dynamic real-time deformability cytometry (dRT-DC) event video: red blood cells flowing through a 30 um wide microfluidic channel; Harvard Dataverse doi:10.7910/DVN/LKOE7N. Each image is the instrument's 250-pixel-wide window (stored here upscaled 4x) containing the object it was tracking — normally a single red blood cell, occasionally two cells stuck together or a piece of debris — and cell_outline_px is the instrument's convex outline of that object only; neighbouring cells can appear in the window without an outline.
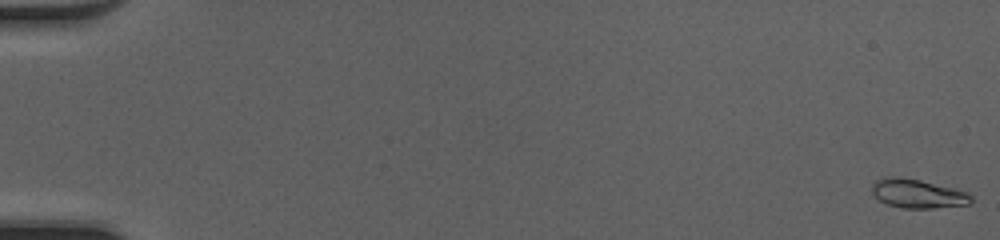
{"species": "common noctule bat (a hibernating species)", "species_latin": "Nyctalus noctula", "temperature_condition": "cold", "stored_images_in_passage": 51, "camera_frame_rate_fps": 3000, "um_per_image_px": 0.085, "animal": {"sex": "female", "body_mass_g": 20.0, "forearm_length_mm": 54.0}, "frame": {"image": 1, "passage_image": 1, "time_ms": 0.0, "image_size_px": [1000, 240], "cell_outline_px": [[972, 200], [968, 204], [932, 208], [904, 208], [888, 204], [872, 196], [872, 184], [876, 180], [884, 176], [900, 176], [920, 180], [968, 192], [972, 196]], "centroid_in_image_um": [77.96, 16.44], "position_along_channel_um": 7.0, "area_um2": 16.7}}
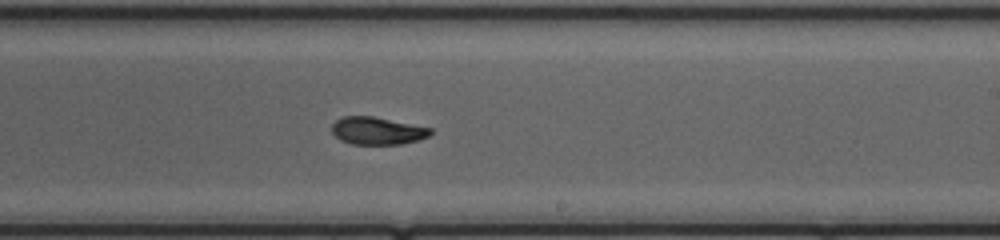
{"frame": {"image": 2, "passage_image": 32, "time_ms": 10.333, "image_size_px": [1000, 240], "cell_outline_px": [[432, 132], [428, 136], [416, 140], [400, 144], [352, 144], [340, 140], [332, 132], [332, 124], [336, 120], [344, 116], [372, 116], [432, 128]], "centroid_in_image_um": [32.05, 11.11], "position_along_channel_um": 257.0, "area_um2": 15.66}}
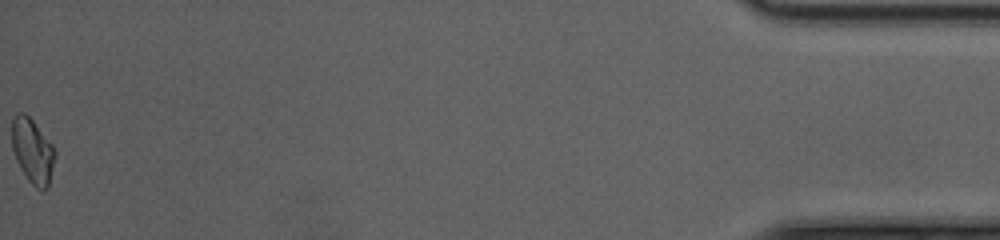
{"frame": {"image": 3, "passage_image": 51, "time_ms": 16.667, "image_size_px": [1000, 240], "cell_outline_px": [[56, 156], [48, 188], [44, 192], [36, 188], [28, 180], [20, 168], [16, 160], [12, 148], [12, 116], [16, 112], [24, 112], [32, 120], [52, 144], [56, 152]], "centroid_in_image_um": [2.77, 12.85], "position_along_channel_um": 432.4, "area_um2": 16.47}, "authors_computed_cell_mechanics": {"area_um2": 16.0106, "velocity_mm_per_s": 4.2281, "shape_relaxation_time_tau1_ms": 3.7933, "shape_relaxation_time_tau2_ms": 1.6112, "deformation_change_tau1": 0.1373, "deformation_change_tau2": 0.0538}}